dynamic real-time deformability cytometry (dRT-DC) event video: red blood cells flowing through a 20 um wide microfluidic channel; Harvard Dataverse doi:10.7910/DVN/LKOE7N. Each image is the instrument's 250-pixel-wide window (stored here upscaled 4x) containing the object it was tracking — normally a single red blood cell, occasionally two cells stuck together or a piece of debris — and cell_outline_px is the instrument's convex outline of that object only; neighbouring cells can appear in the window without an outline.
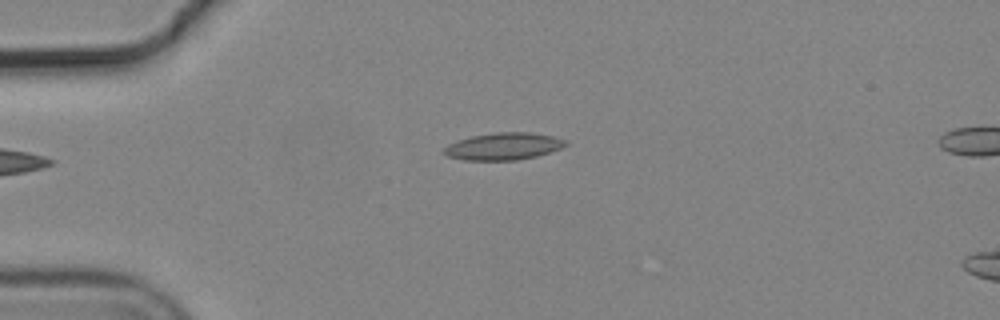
{"species": "common noctule bat (a hibernating species)", "species_latin": "Nyctalus noctula", "temperature_condition": "cold", "stored_images_in_passage": 3, "camera_frame_rate_fps": 3000, "um_per_image_px": 0.085, "animal": {"sex": "male", "body_mass_g": 19.2, "forearm_length_mm": 51.8}, "frame": {"image": 1, "passage_image": 3, "time_ms": 0.667, "image_size_px": [1000, 320], "cell_outline_px": [[568, 144], [560, 148], [536, 156], [516, 160], [464, 160], [448, 156], [440, 152], [448, 144], [472, 136], [496, 132], [532, 132], [552, 136], [568, 140]], "centroid_in_image_um": [42.79, 12.43], "position_along_channel_um": 42.2, "area_um2": 19.19}}